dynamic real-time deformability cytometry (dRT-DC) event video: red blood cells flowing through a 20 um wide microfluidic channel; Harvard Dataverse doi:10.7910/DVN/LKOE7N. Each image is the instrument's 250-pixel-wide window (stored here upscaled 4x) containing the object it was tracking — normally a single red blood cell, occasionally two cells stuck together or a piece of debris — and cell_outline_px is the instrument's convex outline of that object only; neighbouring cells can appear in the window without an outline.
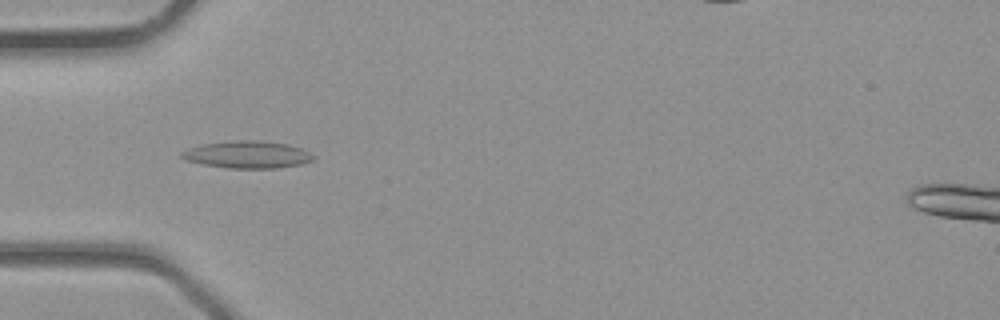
{"species": "common noctule bat (a hibernating species)", "species_latin": "Nyctalus noctula", "temperature_condition": "room temperature", "stored_images_in_passage": 28, "camera_frame_rate_fps": 3000, "um_per_image_px": 0.085, "animal": {"sex": "male", "body_mass_g": 23.1, "forearm_length_mm": 52.7}, "frame": {"image": 1, "passage_image": 2, "time_ms": 0.333, "image_size_px": [1000, 320], "cell_outline_px": [[316, 156], [312, 160], [300, 164], [276, 168], [228, 168], [204, 164], [184, 160], [180, 156], [180, 152], [188, 148], [200, 144], [236, 140], [260, 140], [288, 144], [300, 148]], "centroid_in_image_um": [20.99, 13.13], "position_along_channel_um": 64.0, "area_um2": 20.92}}
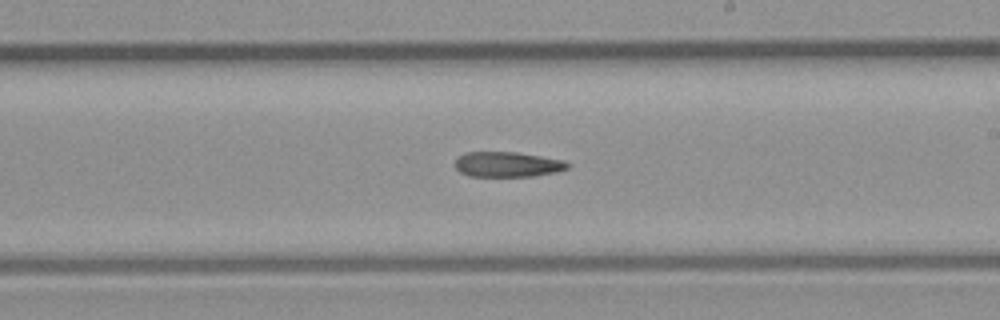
{"frame": {"image": 2, "passage_image": 12, "time_ms": 3.667, "image_size_px": [1000, 320], "cell_outline_px": [[572, 164], [568, 168], [556, 172], [532, 176], [468, 176], [460, 172], [456, 168], [456, 156], [464, 152], [516, 152], [564, 160]], "centroid_in_image_um": [43.13, 13.97], "position_along_channel_um": 245.9, "area_um2": 16.59}}
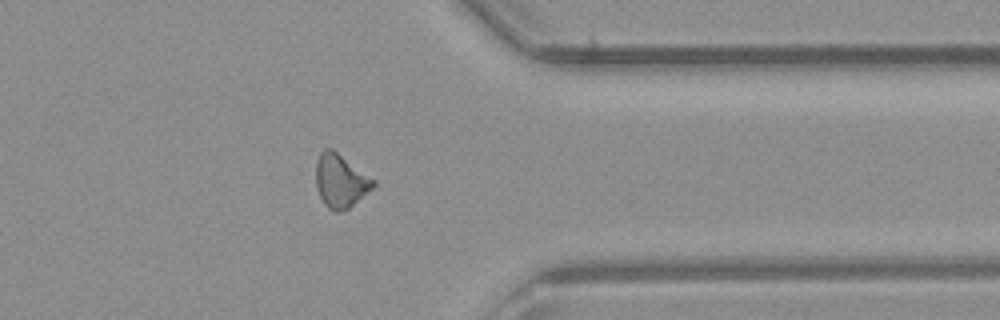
{"frame": {"image": 3, "passage_image": 20, "time_ms": 6.333, "image_size_px": [1000, 320], "cell_outline_px": [[376, 184], [372, 188], [348, 208], [340, 212], [336, 212], [328, 208], [324, 204], [316, 188], [316, 160], [320, 152], [324, 148], [332, 148], [376, 180]], "centroid_in_image_um": [28.92, 15.35], "position_along_channel_um": 382.5, "area_um2": 17.86}}